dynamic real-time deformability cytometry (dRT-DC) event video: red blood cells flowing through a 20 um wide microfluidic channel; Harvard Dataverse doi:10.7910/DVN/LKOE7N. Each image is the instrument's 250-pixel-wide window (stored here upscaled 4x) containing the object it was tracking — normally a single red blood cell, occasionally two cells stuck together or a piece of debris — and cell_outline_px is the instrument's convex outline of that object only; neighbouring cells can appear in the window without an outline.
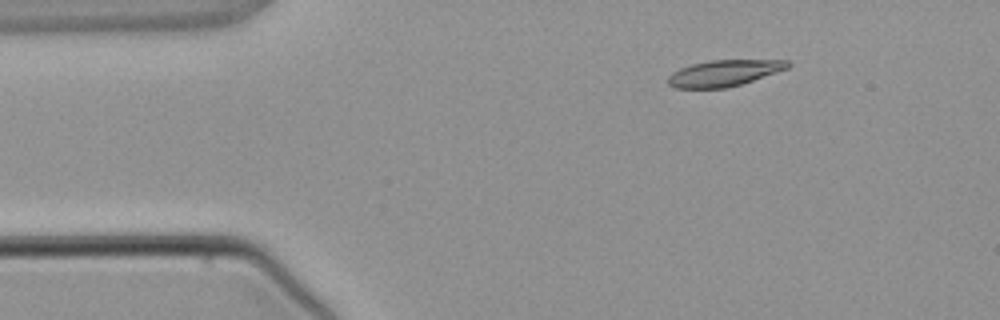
{"species": "common noctule bat (a hibernating species)", "species_latin": "Nyctalus noctula", "temperature_condition": "warm", "stored_images_in_passage": 3, "camera_frame_rate_fps": 3000, "um_per_image_px": 0.085, "animal": {"sex": "male", "body_mass_g": 21.5, "forearm_length_mm": 52.0}, "frame": {"image": 1, "passage_image": 1, "time_ms": 0.0, "image_size_px": [1000, 320], "cell_outline_px": [[792, 64], [788, 68], [740, 84], [724, 88], [676, 88], [668, 84], [668, 76], [672, 72], [680, 68], [692, 64], [712, 60], [788, 60]], "centroid_in_image_um": [61.53, 6.21], "position_along_channel_um": 23.5, "area_um2": 18.09}}
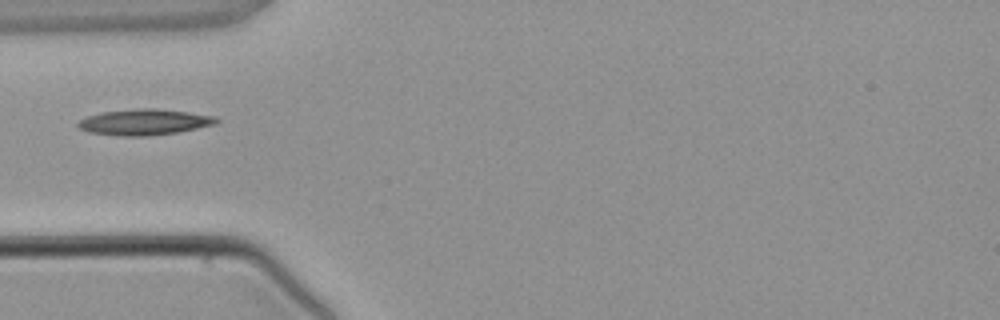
{"frame": {"image": 2, "passage_image": 3, "time_ms": 2.333, "image_size_px": [1000, 320], "cell_outline_px": [[220, 120], [216, 124], [176, 132], [148, 136], [120, 136], [88, 132], [80, 128], [76, 124], [80, 120], [88, 116], [100, 112], [136, 108], [156, 108], [188, 112], [216, 116]], "centroid_in_image_um": [12.26, 10.37], "position_along_channel_um": 72.7, "area_um2": 20.92}}